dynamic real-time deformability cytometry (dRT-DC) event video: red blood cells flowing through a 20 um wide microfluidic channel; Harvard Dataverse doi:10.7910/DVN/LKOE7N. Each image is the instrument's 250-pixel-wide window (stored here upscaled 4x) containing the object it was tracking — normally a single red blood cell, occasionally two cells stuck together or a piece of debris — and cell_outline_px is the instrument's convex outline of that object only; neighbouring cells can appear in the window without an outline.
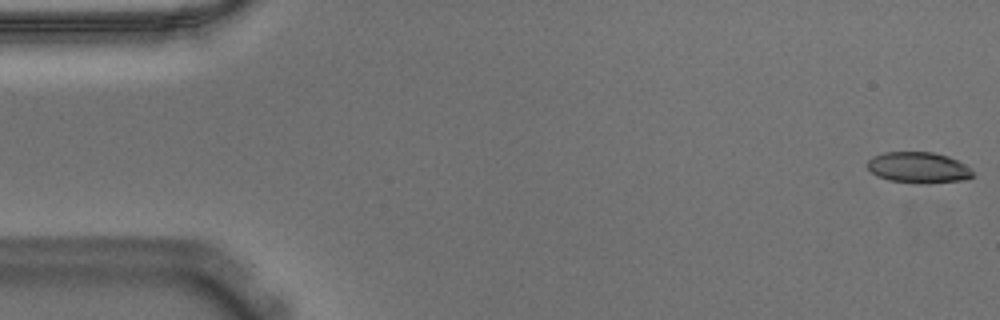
{"species": "Egyptian fruit bat (a non-hibernating species)", "species_latin": "Rousettus aegyptiacus", "temperature_condition": "warm", "stored_images_in_passage": 55, "camera_frame_rate_fps": 3000, "um_per_image_px": 0.085, "animal": {"sex": "male"}, "frame": {"image": 1, "passage_image": 1, "time_ms": 0.0, "image_size_px": [1000, 320], "cell_outline_px": [[972, 176], [964, 180], [928, 184], [916, 184], [888, 180], [876, 176], [868, 168], [868, 160], [872, 156], [884, 152], [932, 152], [948, 156], [964, 164], [972, 172]], "centroid_in_image_um": [78.03, 14.26], "position_along_channel_um": 7.0, "area_um2": 19.13}}
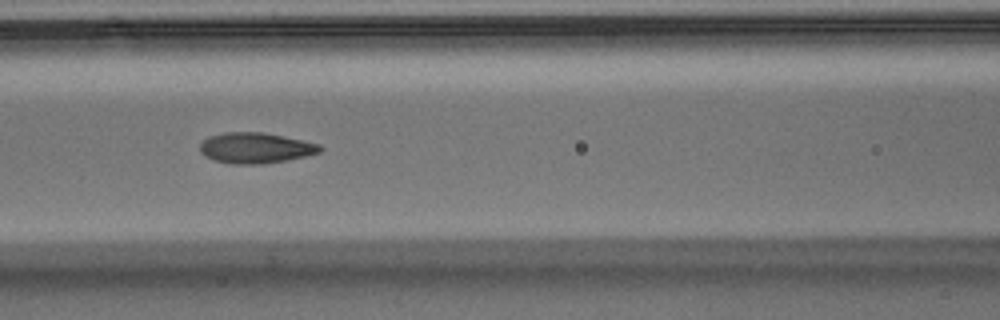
{"frame": {"image": 2, "passage_image": 23, "time_ms": 7.333, "image_size_px": [1000, 320], "cell_outline_px": [[324, 148], [320, 152], [308, 156], [288, 160], [260, 164], [232, 164], [212, 160], [204, 156], [200, 152], [200, 144], [208, 136], [224, 132], [264, 132], [320, 144]], "centroid_in_image_um": [21.72, 12.58], "position_along_channel_um": 144.9, "area_um2": 21.68}}
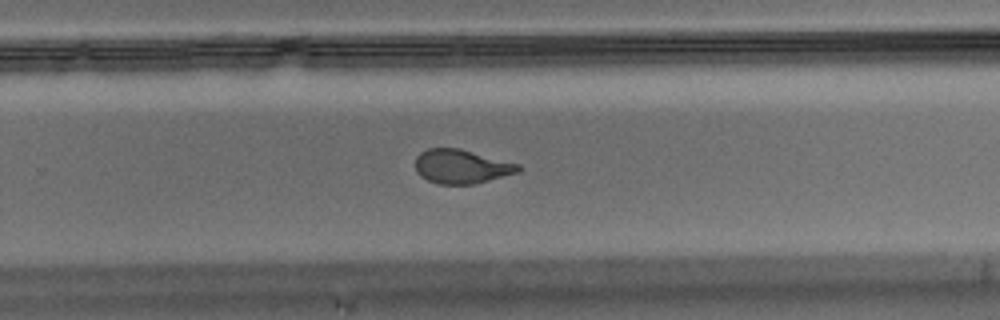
{"frame": {"image": 3, "passage_image": 35, "time_ms": 11.333, "image_size_px": [1000, 320], "cell_outline_px": [[524, 168], [520, 172], [472, 184], [436, 184], [420, 176], [416, 172], [416, 156], [420, 152], [428, 148], [460, 148], [520, 164]], "centroid_in_image_um": [39.24, 14.15], "position_along_channel_um": 290.6, "area_um2": 20.58}, "authors_computed_cell_mechanics": {"area_um2": 21.097, "velocity_mm_per_s": 3.6526, "shape_relaxation_time_tau1_ms": 6.7508, "shape_relaxation_time_tau2_ms": 1.4506, "deformation_change_tau1": 0.222, "deformation_change_tau2": 0.0881}}